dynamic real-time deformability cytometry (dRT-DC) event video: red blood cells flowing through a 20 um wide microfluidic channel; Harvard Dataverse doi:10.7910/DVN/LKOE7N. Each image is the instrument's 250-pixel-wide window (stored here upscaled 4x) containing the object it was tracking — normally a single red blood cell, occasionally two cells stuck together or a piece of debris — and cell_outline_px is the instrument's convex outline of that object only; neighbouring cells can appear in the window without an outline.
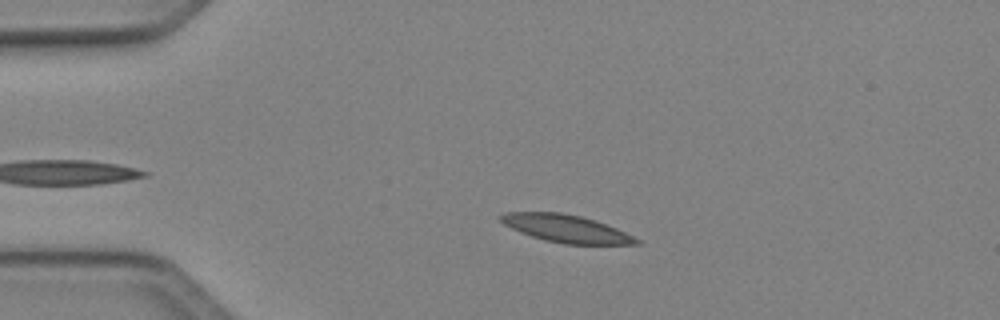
{"species": "Egyptian fruit bat (a non-hibernating species)", "species_latin": "Rousettus aegyptiacus", "temperature_condition": "cold", "stored_images_in_passage": 43, "camera_frame_rate_fps": 3000, "um_per_image_px": 0.085, "animal": {"sex": "female"}, "frame": {"image": 1, "passage_image": 9, "time_ms": 2.667, "image_size_px": [1000, 320], "cell_outline_px": [[640, 244], [564, 244], [544, 240], [520, 232], [504, 224], [500, 220], [500, 216], [504, 212], [560, 212], [580, 216], [596, 220], [616, 228], [640, 240]], "centroid_in_image_um": [48.11, 19.42], "position_along_channel_um": 36.9, "area_um2": 21.62}}
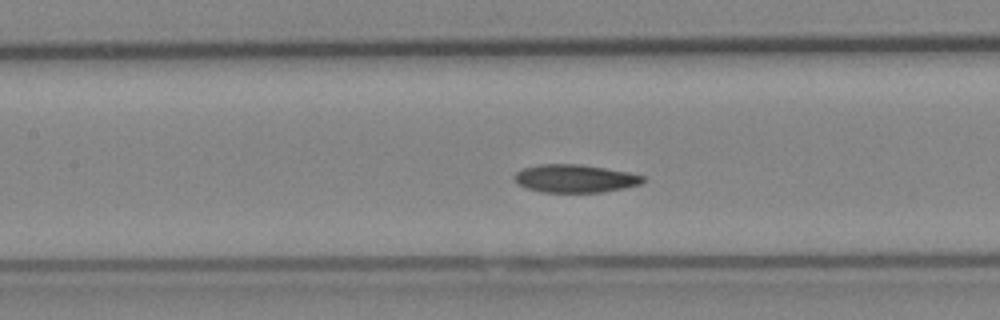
{"frame": {"image": 2, "passage_image": 21, "time_ms": 6.667, "image_size_px": [1000, 320], "cell_outline_px": [[644, 180], [640, 184], [624, 188], [600, 192], [540, 192], [516, 184], [512, 180], [512, 176], [516, 172], [524, 168], [540, 164], [580, 164], [628, 172], [644, 176]], "centroid_in_image_um": [48.81, 15.17], "position_along_channel_um": 158.6, "area_um2": 20.98}}
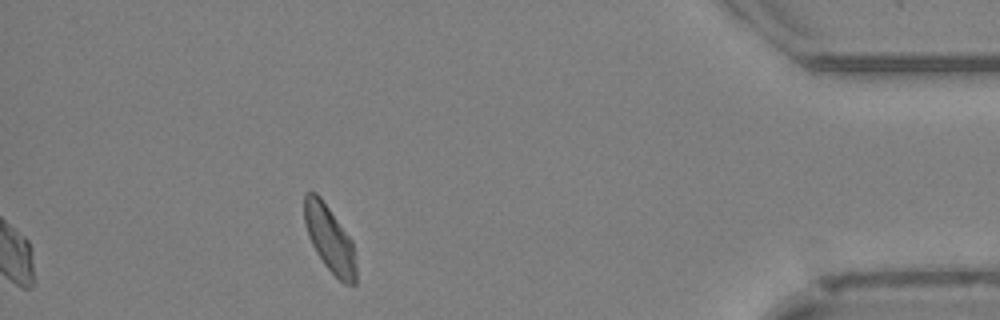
{"frame": {"image": 3, "passage_image": 43, "time_ms": 14.0, "image_size_px": [1000, 320], "cell_outline_px": [[356, 284], [344, 284], [324, 264], [316, 252], [308, 236], [304, 224], [304, 192], [316, 192], [320, 196], [352, 240], [356, 268]], "centroid_in_image_um": [28.0, 20.29], "position_along_channel_um": 407.2, "area_um2": 19.88}, "authors_computed_cell_mechanics": {"area_um2": 21.675, "velocity_mm_per_s": 4.0404, "shape_relaxation_time_tau1_ms": 9.9818, "shape_relaxation_time_tau2_ms": null, "deformation_change_tau1": 0.185, "deformation_change_tau2": null}}